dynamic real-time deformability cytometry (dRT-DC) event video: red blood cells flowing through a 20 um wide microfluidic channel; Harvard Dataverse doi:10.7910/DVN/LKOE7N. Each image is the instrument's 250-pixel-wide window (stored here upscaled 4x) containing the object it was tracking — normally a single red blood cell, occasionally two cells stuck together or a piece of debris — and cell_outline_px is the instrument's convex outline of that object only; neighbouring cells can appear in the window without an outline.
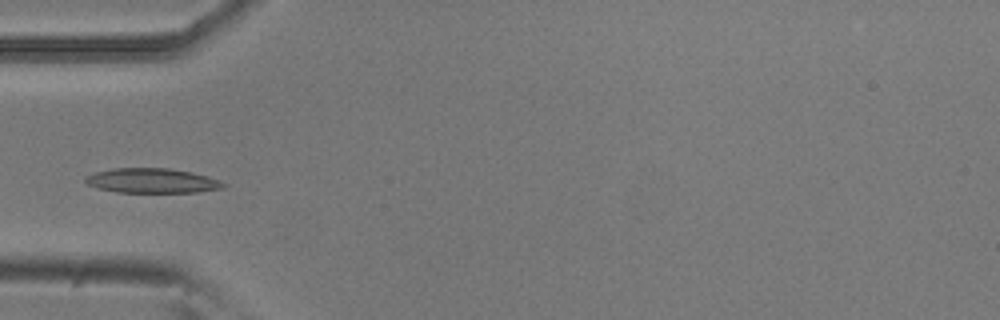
{"species": "common noctule bat (a hibernating species)", "species_latin": "Nyctalus noctula", "temperature_condition": "room temperature", "stored_images_in_passage": 6, "camera_frame_rate_fps": 3000, "um_per_image_px": 0.085, "animal": {"sex": "male", "body_mass_g": 20.5, "forearm_length_mm": 52.5}, "frame": {"image": 1, "passage_image": 5, "time_ms": 1.333, "image_size_px": [1000, 320], "cell_outline_px": [[228, 184], [224, 188], [196, 192], [116, 192], [100, 188], [88, 184], [84, 180], [84, 176], [92, 172], [112, 168], [168, 168], [192, 172], [208, 176]], "centroid_in_image_um": [12.91, 15.35], "position_along_channel_um": 72.1, "area_um2": 19.94}}
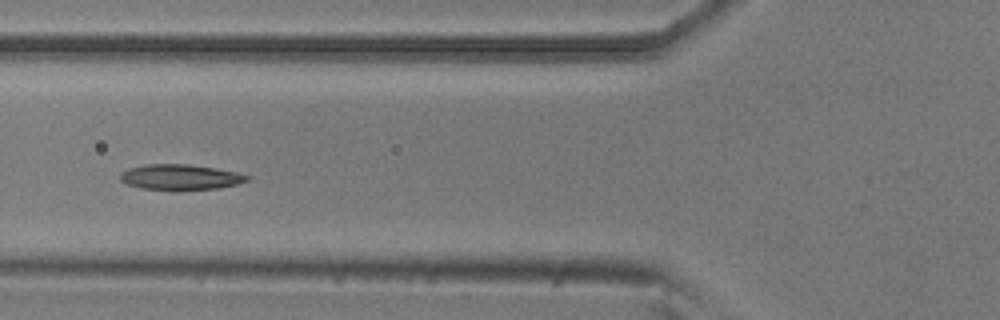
{"frame": {"image": 2, "passage_image": 6, "time_ms": 1.667, "image_size_px": [1000, 320], "cell_outline_px": [[248, 180], [236, 184], [220, 188], [176, 192], [172, 192], [140, 188], [128, 184], [120, 180], [120, 172], [128, 168], [144, 164], [188, 164], [216, 168], [236, 172], [248, 176]], "centroid_in_image_um": [15.28, 15.08], "position_along_channel_um": 110.5, "area_um2": 19.42}}